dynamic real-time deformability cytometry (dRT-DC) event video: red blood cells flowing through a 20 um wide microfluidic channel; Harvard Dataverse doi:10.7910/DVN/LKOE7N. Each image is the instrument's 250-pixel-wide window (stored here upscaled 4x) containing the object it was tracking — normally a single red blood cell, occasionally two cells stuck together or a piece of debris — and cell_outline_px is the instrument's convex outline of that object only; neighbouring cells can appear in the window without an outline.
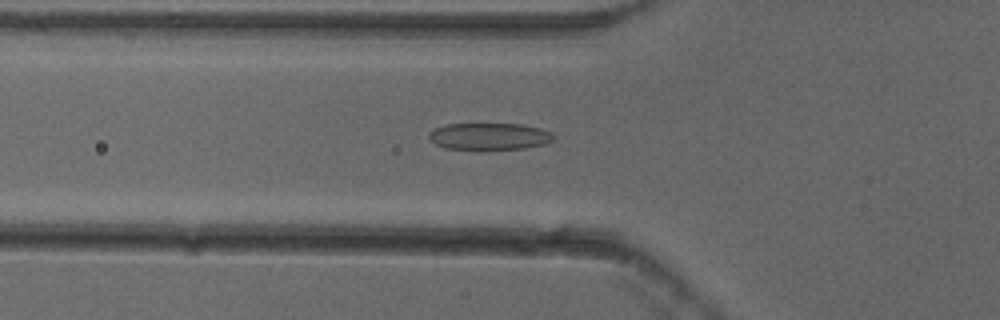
{"species": "common noctule bat (a hibernating species)", "species_latin": "Nyctalus noctula", "temperature_condition": "cold", "stored_images_in_passage": 53, "camera_frame_rate_fps": 3000, "um_per_image_px": 0.085, "animal": {"sex": "female"}, "frame": {"image": 1, "passage_image": 19, "time_ms": 6.0, "image_size_px": [1000, 320], "cell_outline_px": [[556, 136], [552, 140], [544, 144], [524, 148], [488, 152], [444, 148], [436, 144], [428, 136], [428, 132], [436, 128], [448, 124], [520, 124], [540, 128], [552, 132]], "centroid_in_image_um": [41.6, 11.63], "position_along_channel_um": 84.2, "area_um2": 20.23}}
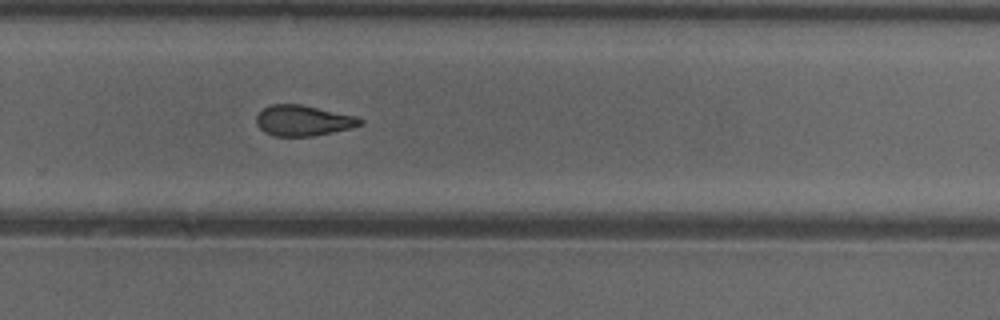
{"frame": {"image": 2, "passage_image": 36, "time_ms": 11.667, "image_size_px": [1000, 320], "cell_outline_px": [[364, 120], [360, 124], [352, 128], [312, 136], [272, 136], [264, 132], [256, 124], [256, 116], [264, 108], [272, 104], [300, 104], [356, 116]], "centroid_in_image_um": [25.75, 10.25], "position_along_channel_um": 304.1, "area_um2": 18.44}}
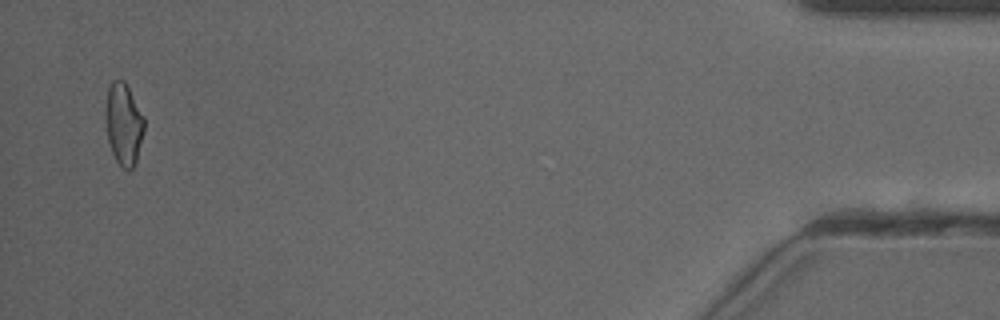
{"frame": {"image": 3, "passage_image": 52, "time_ms": 17.0, "image_size_px": [1000, 320], "cell_outline_px": [[144, 132], [136, 160], [132, 168], [128, 172], [116, 160], [112, 152], [108, 140], [104, 120], [104, 108], [108, 88], [112, 80], [124, 80], [144, 116]], "centroid_in_image_um": [10.49, 10.52], "position_along_channel_um": 424.7, "area_um2": 18.61}, "authors_computed_cell_mechanics": {"area_um2": 19.363, "velocity_mm_per_s": 3.8701, "shape_relaxation_time_tau1_ms": 10.8195, "shape_relaxation_time_tau2_ms": 2.4897, "deformation_change_tau1": 0.1962, "deformation_change_tau2": 0.0853}}